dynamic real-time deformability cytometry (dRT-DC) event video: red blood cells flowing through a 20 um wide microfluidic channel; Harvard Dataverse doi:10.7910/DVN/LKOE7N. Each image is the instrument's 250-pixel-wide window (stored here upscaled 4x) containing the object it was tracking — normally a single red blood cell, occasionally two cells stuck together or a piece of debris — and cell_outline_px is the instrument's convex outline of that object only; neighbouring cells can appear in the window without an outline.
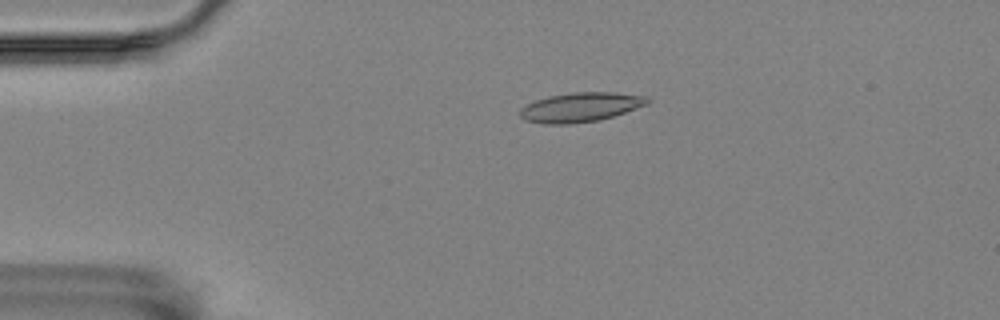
{"species": "Egyptian fruit bat (a non-hibernating species)", "species_latin": "Rousettus aegyptiacus", "temperature_condition": "room temperature", "stored_images_in_passage": 57, "camera_frame_rate_fps": 3000, "um_per_image_px": 0.085, "animal": {"sex": "female"}, "frame": {"image": 1, "passage_image": 12, "time_ms": 3.667, "image_size_px": [1000, 320], "cell_outline_px": [[652, 100], [648, 104], [600, 120], [568, 124], [544, 124], [524, 120], [520, 116], [520, 108], [536, 100], [548, 96], [572, 92], [616, 92], [648, 96]], "centroid_in_image_um": [49.36, 9.1], "position_along_channel_um": 35.6, "area_um2": 21.91}}
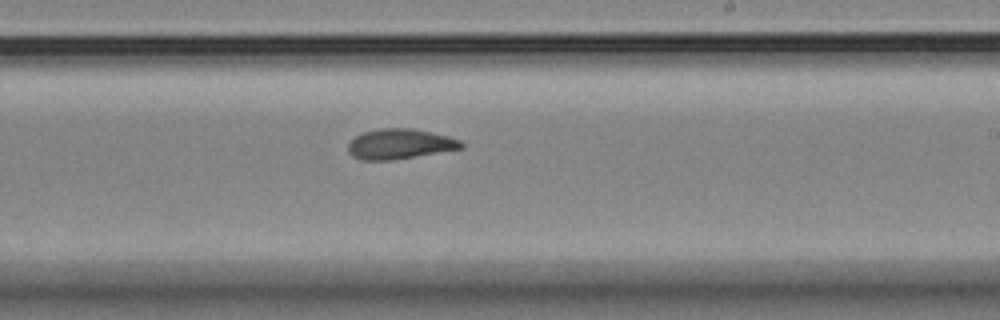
{"frame": {"image": 2, "passage_image": 34, "time_ms": 11.0, "image_size_px": [1000, 320], "cell_outline_px": [[464, 148], [392, 160], [360, 160], [352, 156], [348, 152], [348, 144], [356, 136], [364, 132], [380, 128], [412, 128], [448, 136], [460, 140], [464, 144]], "centroid_in_image_um": [33.98, 12.24], "position_along_channel_um": 255.0, "area_um2": 19.83}}
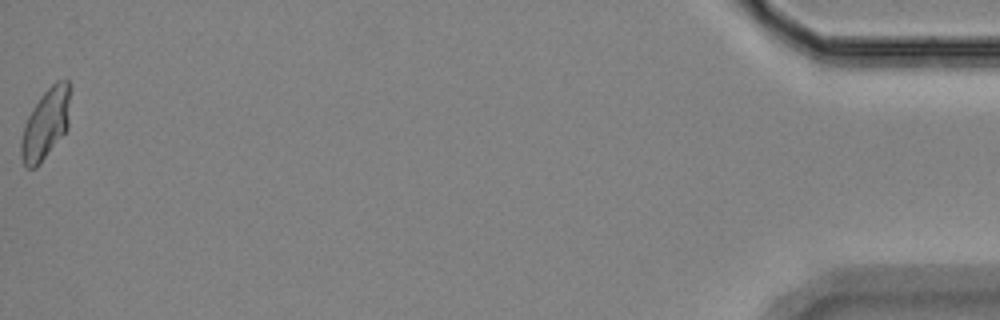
{"frame": {"image": 3, "passage_image": 57, "time_ms": 18.667, "image_size_px": [1000, 320], "cell_outline_px": [[72, 84], [68, 128], [40, 164], [36, 168], [28, 168], [24, 164], [20, 156], [20, 140], [28, 116], [32, 108], [40, 96], [56, 80], [68, 80]], "centroid_in_image_um": [3.91, 10.49], "position_along_channel_um": 431.3, "area_um2": 20.52}, "authors_computed_cell_mechanics": {"area_um2": 19.8832, "velocity_mm_per_s": 3.5089, "shape_relaxation_time_tau1_ms": 8.2976, "shape_relaxation_time_tau2_ms": 1.8361, "deformation_change_tau1": 0.2109, "deformation_change_tau2": 0.0752}}